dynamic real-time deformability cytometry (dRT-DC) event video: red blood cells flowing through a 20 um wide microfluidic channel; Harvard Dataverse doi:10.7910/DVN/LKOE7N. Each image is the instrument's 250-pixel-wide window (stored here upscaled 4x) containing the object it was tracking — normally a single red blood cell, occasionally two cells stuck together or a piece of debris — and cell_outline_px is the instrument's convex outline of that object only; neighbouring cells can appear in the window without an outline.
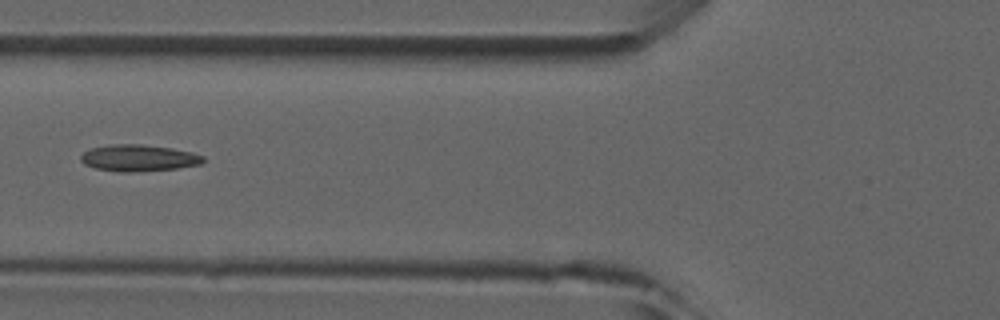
{"species": "common noctule bat (a hibernating species)", "species_latin": "Nyctalus noctula", "temperature_condition": "room temperature", "stored_images_in_passage": 5, "camera_frame_rate_fps": 3000, "um_per_image_px": 0.085, "animal": {"sex": "male", "forearm_length_mm": 52.5}, "frame": {"image": 1, "passage_image": 5, "time_ms": 5.333, "image_size_px": [1000, 320], "cell_outline_px": [[204, 160], [200, 164], [176, 168], [132, 172], [124, 172], [96, 168], [84, 164], [80, 160], [80, 156], [84, 152], [92, 148], [112, 144], [140, 144], [172, 148], [192, 152], [204, 156]], "centroid_in_image_um": [11.78, 13.42], "position_along_channel_um": 114.0, "area_um2": 18.79}}